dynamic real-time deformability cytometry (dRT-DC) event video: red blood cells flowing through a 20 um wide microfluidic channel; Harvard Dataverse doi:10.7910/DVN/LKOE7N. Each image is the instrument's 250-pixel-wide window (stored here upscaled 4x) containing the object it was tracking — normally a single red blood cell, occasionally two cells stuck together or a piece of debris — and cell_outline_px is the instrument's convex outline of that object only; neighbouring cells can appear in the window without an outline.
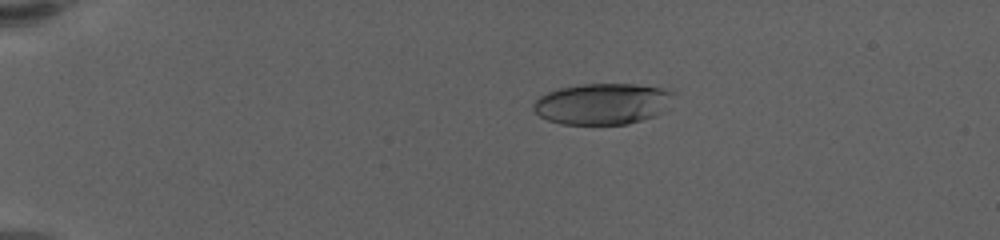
{"species": "human", "species_latin": "Homo sapiens", "temperature_condition": "warm", "stored_images_in_passage": 62, "camera_frame_rate_fps": 3000, "um_per_image_px": 0.085, "donor": {"sex": "female"}, "frame": {"image": 1, "passage_image": 14, "time_ms": 4.333, "image_size_px": [1000, 240], "cell_outline_px": [[672, 92], [660, 112], [652, 116], [628, 124], [560, 124], [548, 120], [540, 116], [532, 108], [532, 104], [540, 96], [556, 88], [580, 84], [636, 84], [660, 88]], "centroid_in_image_um": [51.08, 8.82], "position_along_channel_um": 33.9, "area_um2": 33.0}}
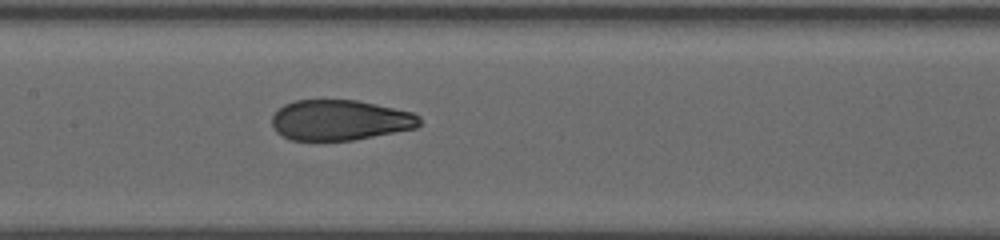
{"frame": {"image": 2, "passage_image": 33, "time_ms": 10.667, "image_size_px": [1000, 240], "cell_outline_px": [[420, 124], [416, 128], [352, 140], [292, 140], [276, 132], [272, 124], [272, 116], [284, 104], [296, 100], [356, 100], [412, 112], [420, 116]], "centroid_in_image_um": [28.89, 10.21], "position_along_channel_um": 178.5, "area_um2": 34.51}}
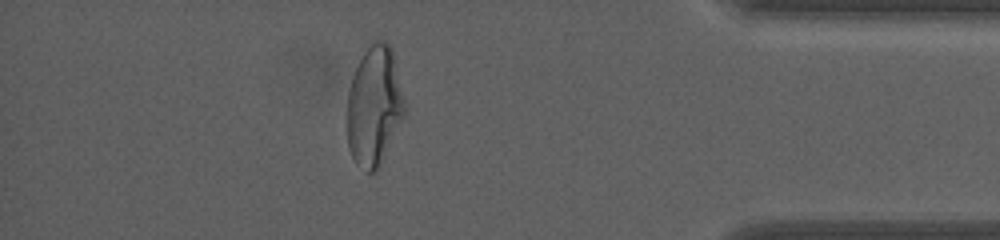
{"frame": {"image": 3, "passage_image": 55, "time_ms": 18.0, "image_size_px": [1000, 240], "cell_outline_px": [[404, 116], [376, 172], [368, 172], [356, 164], [348, 148], [348, 88], [352, 76], [364, 52], [376, 40], [384, 40], [392, 48], [404, 100]], "centroid_in_image_um": [31.8, 9.02], "position_along_channel_um": 403.4, "area_um2": 39.48}, "authors_computed_cell_mechanics": {"area_um2": 36.2117, "velocity_mm_per_s": 3.4772, "shape_relaxation_time_tau1_ms": 6.5424, "shape_relaxation_time_tau2_ms": 1.0748, "deformation_change_tau1": 0.2507, "deformation_change_tau2": 0.0705}}